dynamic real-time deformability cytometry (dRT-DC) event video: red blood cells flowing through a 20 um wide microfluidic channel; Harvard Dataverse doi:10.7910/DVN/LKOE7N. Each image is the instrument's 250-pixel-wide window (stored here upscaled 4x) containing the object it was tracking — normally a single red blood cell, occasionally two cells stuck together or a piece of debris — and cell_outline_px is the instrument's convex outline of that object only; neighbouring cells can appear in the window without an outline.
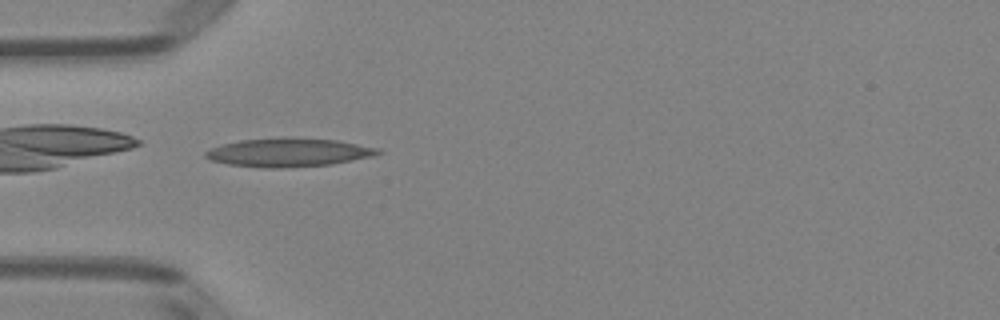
{"species": "Egyptian fruit bat (a non-hibernating species)", "species_latin": "Rousettus aegyptiacus", "temperature_condition": "room temperature", "stored_images_in_passage": 36, "camera_frame_rate_fps": 3000, "um_per_image_px": 0.085, "animal": {"sex": "female"}, "frame": {"image": 1, "passage_image": 1, "time_ms": 0.0, "image_size_px": [1000, 320], "cell_outline_px": [[384, 152], [372, 156], [332, 164], [280, 168], [264, 168], [228, 164], [212, 160], [204, 156], [204, 152], [212, 148], [224, 144], [240, 140], [288, 136], [292, 136], [336, 140], [380, 148]], "centroid_in_image_um": [24.55, 12.94], "position_along_channel_um": 60.4, "area_um2": 28.9}}
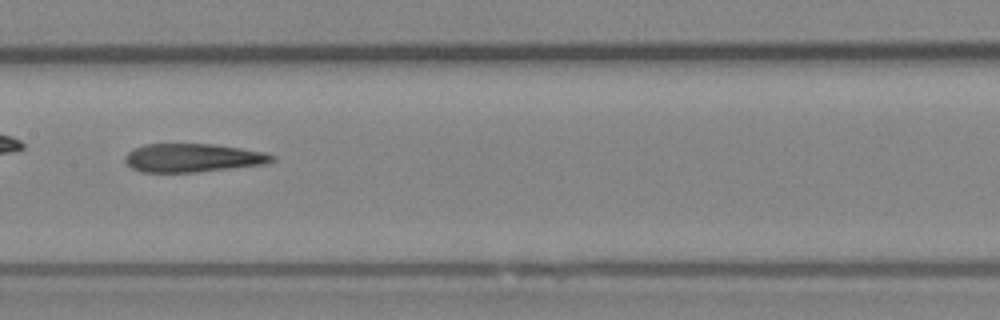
{"frame": {"image": 2, "passage_image": 11, "time_ms": 3.333, "image_size_px": [1000, 320], "cell_outline_px": [[276, 160], [264, 164], [232, 168], [196, 172], [140, 172], [132, 168], [124, 160], [124, 156], [132, 148], [144, 144], [212, 144], [240, 148], [264, 152], [276, 156]], "centroid_in_image_um": [16.36, 13.41], "position_along_channel_um": 191.0, "area_um2": 24.45}}
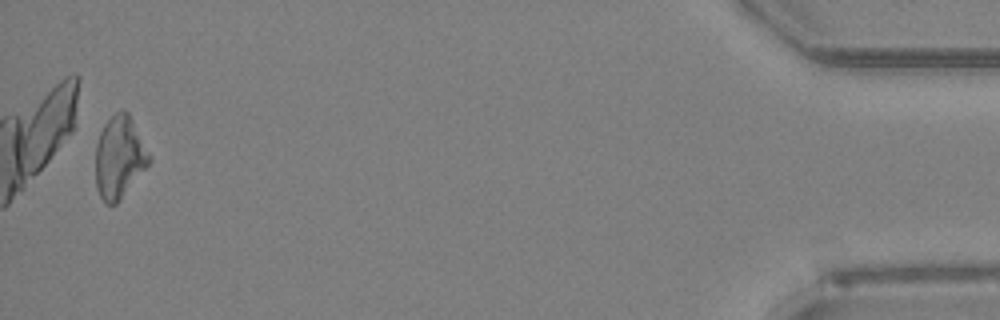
{"frame": {"image": 3, "passage_image": 35, "time_ms": 11.333, "image_size_px": [1000, 320], "cell_outline_px": [[152, 160], [120, 200], [116, 204], [104, 204], [96, 188], [96, 144], [100, 132], [104, 124], [116, 112], [124, 108], [128, 112]], "centroid_in_image_um": [10.12, 13.38], "position_along_channel_um": 425.1, "area_um2": 25.43}, "authors_computed_cell_mechanics": {"area_um2": 25.3164, "velocity_mm_per_s": 3.9916, "shape_relaxation_time_tau1_ms": null, "shape_relaxation_time_tau2_ms": 5.7515, "deformation_change_tau1": null, "deformation_change_tau2": 0.1872}}